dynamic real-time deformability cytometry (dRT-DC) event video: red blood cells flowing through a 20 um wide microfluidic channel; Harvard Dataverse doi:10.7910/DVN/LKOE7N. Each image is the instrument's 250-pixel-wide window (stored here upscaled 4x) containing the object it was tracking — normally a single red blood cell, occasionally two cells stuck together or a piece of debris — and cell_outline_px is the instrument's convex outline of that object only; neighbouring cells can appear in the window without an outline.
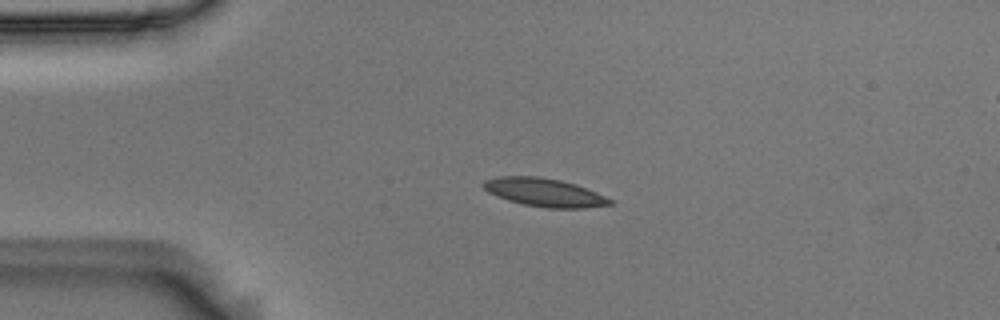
{"species": "Egyptian fruit bat (a non-hibernating species)", "species_latin": "Rousettus aegyptiacus", "temperature_condition": "room temperature", "stored_images_in_passage": 44, "camera_frame_rate_fps": 3000, "um_per_image_px": 0.085, "animal": {"sex": "male"}, "frame": {"image": 1, "passage_image": 2, "time_ms": 0.333, "image_size_px": [1000, 320], "cell_outline_px": [[616, 204], [584, 208], [548, 208], [524, 204], [508, 200], [496, 196], [488, 192], [480, 184], [484, 180], [500, 176], [540, 176], [560, 180], [576, 184], [596, 192], [612, 200]], "centroid_in_image_um": [46.27, 16.35], "position_along_channel_um": 38.7, "area_um2": 20.92}}
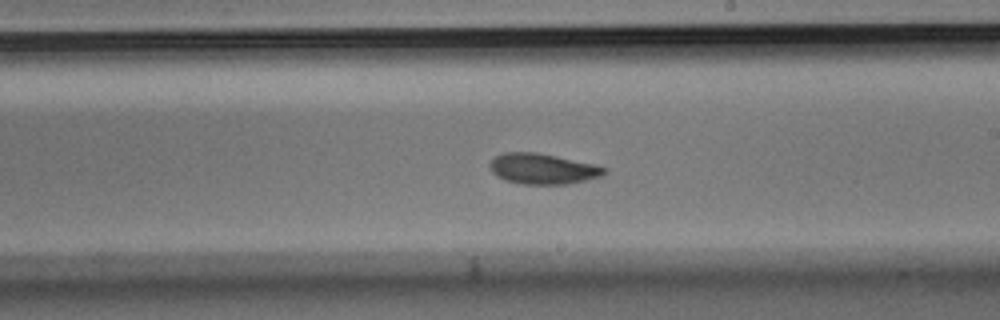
{"frame": {"image": 2, "passage_image": 21, "time_ms": 6.667, "image_size_px": [1000, 320], "cell_outline_px": [[608, 172], [600, 176], [568, 184], [524, 184], [504, 180], [496, 176], [492, 172], [488, 164], [496, 156], [504, 152], [536, 152], [596, 164], [608, 168]], "centroid_in_image_um": [46.13, 14.34], "position_along_channel_um": 242.9, "area_um2": 20.46}}
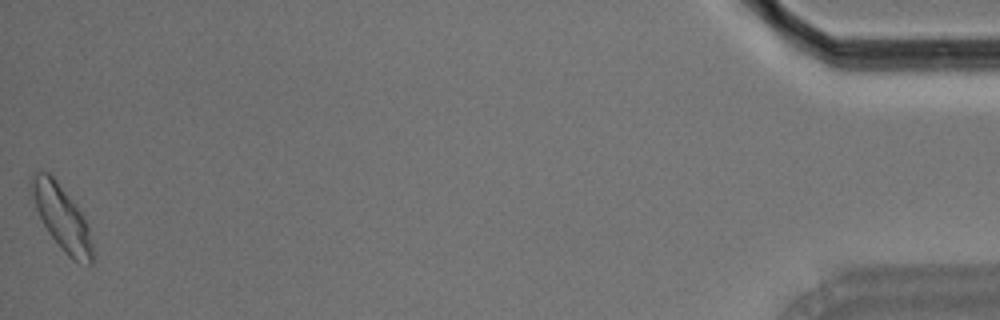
{"frame": {"image": 3, "passage_image": 44, "time_ms": 14.333, "image_size_px": [1000, 320], "cell_outline_px": [[92, 264], [88, 264], [72, 260], [64, 252], [48, 232], [36, 208], [28, 184], [32, 176], [36, 172], [48, 172], [56, 180], [76, 204], [84, 216], [88, 228], [92, 248]], "centroid_in_image_um": [5.23, 18.47], "position_along_channel_um": 430.0, "area_um2": 22.6}, "authors_computed_cell_mechanics": {"area_um2": 20.4901, "velocity_mm_per_s": 3.6837, "shape_relaxation_time_tau1_ms": 3.1873, "shape_relaxation_time_tau2_ms": 2.1311, "deformation_change_tau1": 0.1312, "deformation_change_tau2": 0.0751}}